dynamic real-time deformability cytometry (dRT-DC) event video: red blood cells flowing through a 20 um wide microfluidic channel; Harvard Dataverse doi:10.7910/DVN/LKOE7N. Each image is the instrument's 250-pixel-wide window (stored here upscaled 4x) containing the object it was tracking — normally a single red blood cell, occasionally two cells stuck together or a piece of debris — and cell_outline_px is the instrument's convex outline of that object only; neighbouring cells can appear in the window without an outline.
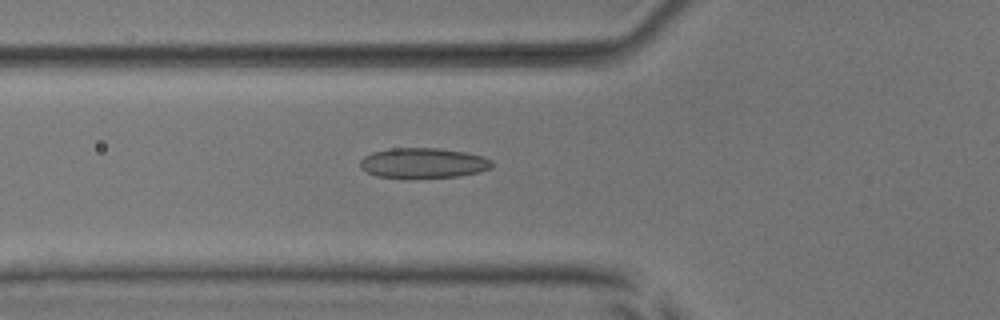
{"species": "common noctule bat (a hibernating species)", "species_latin": "Nyctalus noctula", "temperature_condition": "room temperature", "stored_images_in_passage": 54, "camera_frame_rate_fps": 3000, "um_per_image_px": 0.085, "animal": {"sex": "male", "body_mass_g": 17.9, "forearm_length_mm": 54.2}, "frame": {"image": 1, "passage_image": 20, "time_ms": 6.333, "image_size_px": [1000, 320], "cell_outline_px": [[492, 168], [480, 172], [456, 176], [376, 176], [360, 168], [360, 160], [364, 156], [372, 152], [392, 148], [436, 148], [464, 152], [484, 156], [492, 160]], "centroid_in_image_um": [36.0, 13.82], "position_along_channel_um": 89.8, "area_um2": 22.6}}
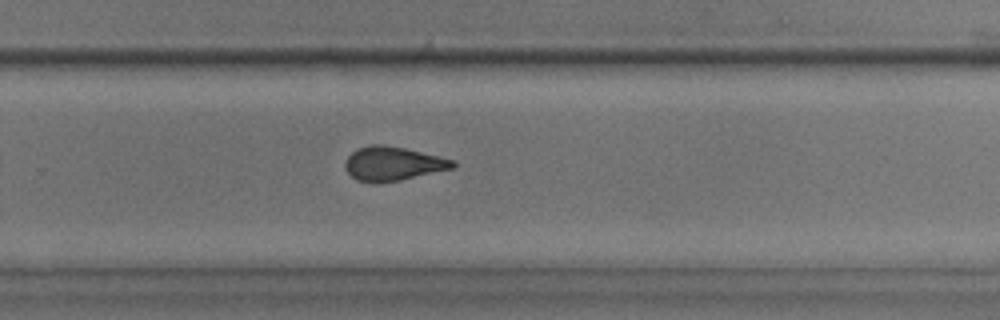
{"frame": {"image": 2, "passage_image": 36, "time_ms": 11.667, "image_size_px": [1000, 320], "cell_outline_px": [[456, 164], [452, 168], [400, 180], [356, 180], [344, 168], [344, 164], [348, 156], [356, 148], [372, 144], [384, 144], [404, 148], [456, 160]], "centroid_in_image_um": [33.39, 13.86], "position_along_channel_um": 296.4, "area_um2": 20.75}}
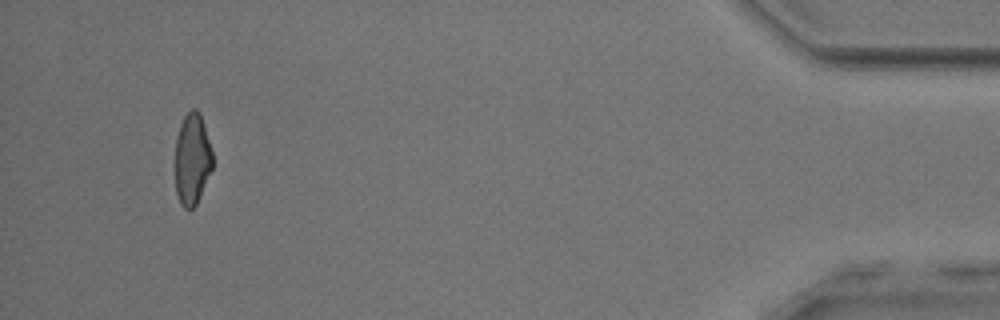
{"frame": {"image": 3, "passage_image": 51, "time_ms": 16.667, "image_size_px": [1000, 320], "cell_outline_px": [[212, 168], [196, 204], [192, 208], [184, 208], [180, 204], [176, 192], [176, 140], [180, 124], [184, 116], [192, 108], [196, 108], [200, 112], [212, 152]], "centroid_in_image_um": [16.33, 13.5], "position_along_channel_um": 418.9, "area_um2": 19.65}, "authors_computed_cell_mechanics": {"area_um2": 21.9351, "velocity_mm_per_s": 3.881, "shape_relaxation_time_tau1_ms": null, "shape_relaxation_time_tau2_ms": 1.5758, "deformation_change_tau1": null, "deformation_change_tau2": 0.0953}}